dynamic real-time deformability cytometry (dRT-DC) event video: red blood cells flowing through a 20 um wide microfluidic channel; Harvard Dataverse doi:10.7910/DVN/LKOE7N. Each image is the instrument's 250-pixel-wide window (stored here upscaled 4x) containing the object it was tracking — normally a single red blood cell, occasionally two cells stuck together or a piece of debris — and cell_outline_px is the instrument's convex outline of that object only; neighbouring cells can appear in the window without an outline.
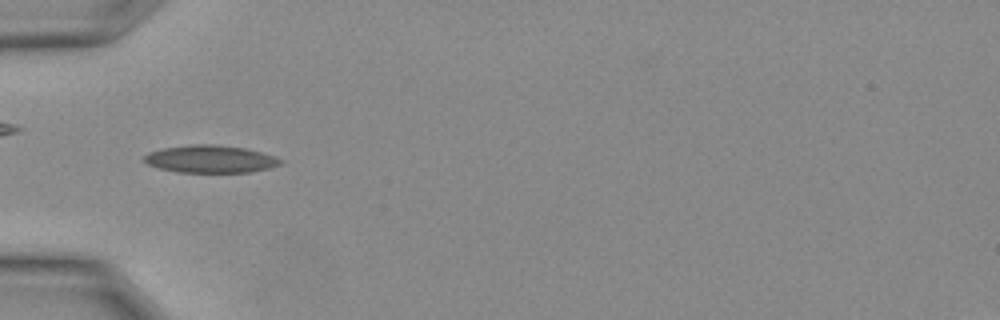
{"species": "Egyptian fruit bat (a non-hibernating species)", "species_latin": "Rousettus aegyptiacus", "temperature_condition": "warm", "stored_images_in_passage": 4, "camera_frame_rate_fps": 3000, "um_per_image_px": 0.085, "animal": {"sex": "female"}, "frame": {"image": 1, "passage_image": 1, "time_ms": 0.0, "image_size_px": [1000, 320], "cell_outline_px": [[284, 160], [280, 164], [268, 168], [248, 172], [180, 172], [160, 168], [148, 164], [144, 160], [144, 156], [148, 152], [164, 148], [192, 144], [216, 144], [244, 148], [260, 152]], "centroid_in_image_um": [17.87, 13.51], "position_along_channel_um": 67.1, "area_um2": 21.56}}
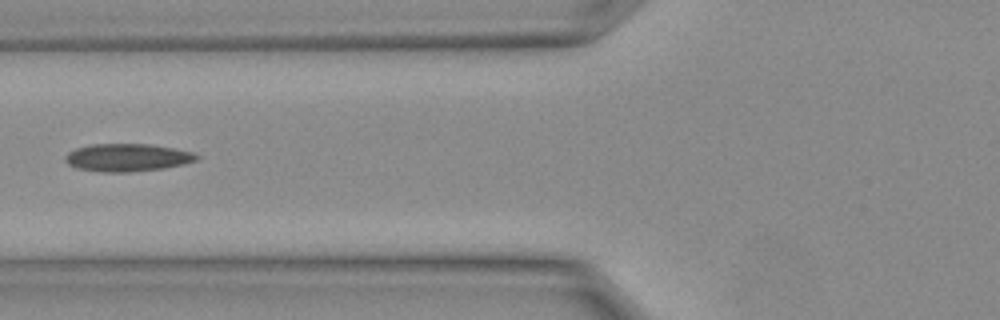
{"frame": {"image": 2, "passage_image": 3, "time_ms": 0.667, "image_size_px": [1000, 320], "cell_outline_px": [[200, 156], [196, 160], [184, 164], [164, 168], [128, 172], [104, 172], [76, 168], [68, 164], [64, 160], [64, 156], [68, 152], [76, 148], [92, 144], [148, 144], [172, 148], [192, 152]], "centroid_in_image_um": [10.79, 13.39], "position_along_channel_um": 115.0, "area_um2": 21.15}}